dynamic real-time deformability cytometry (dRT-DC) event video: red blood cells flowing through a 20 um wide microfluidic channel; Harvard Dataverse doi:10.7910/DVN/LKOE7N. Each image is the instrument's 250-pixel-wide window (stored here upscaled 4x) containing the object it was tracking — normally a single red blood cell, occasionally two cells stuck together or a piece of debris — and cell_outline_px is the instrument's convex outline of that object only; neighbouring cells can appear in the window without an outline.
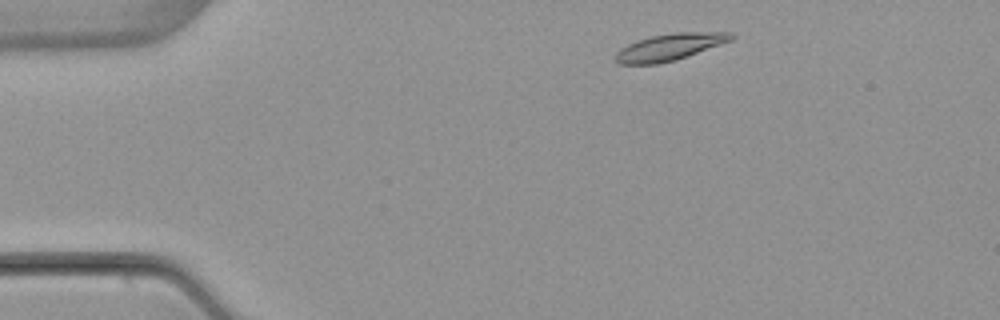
{"species": "common noctule bat (a hibernating species)", "species_latin": "Nyctalus noctula", "temperature_condition": "warm", "stored_images_in_passage": 3, "camera_frame_rate_fps": 3000, "um_per_image_px": 0.085, "animal": {"sex": "female", "body_mass_g": 22.7, "forearm_length_mm": 54.2}, "frame": {"image": 1, "passage_image": 1, "time_ms": 0.0, "image_size_px": [1000, 320], "cell_outline_px": [[736, 36], [732, 40], [676, 60], [656, 64], [616, 64], [612, 60], [612, 56], [620, 48], [636, 40], [652, 36], [676, 32], [732, 32]], "centroid_in_image_um": [56.86, 4.0], "position_along_channel_um": 28.1, "area_um2": 18.26}}